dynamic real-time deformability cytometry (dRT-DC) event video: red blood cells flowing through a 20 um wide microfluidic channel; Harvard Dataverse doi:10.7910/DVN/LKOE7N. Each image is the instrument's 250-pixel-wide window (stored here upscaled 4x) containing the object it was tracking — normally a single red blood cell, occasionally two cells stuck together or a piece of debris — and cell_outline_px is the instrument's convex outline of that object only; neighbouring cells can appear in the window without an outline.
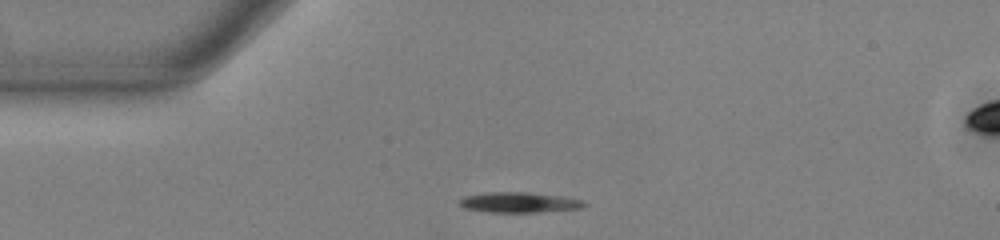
{"species": "common noctule bat (a hibernating species)", "species_latin": "Nyctalus noctula", "temperature_condition": "warm", "stored_images_in_passage": 41, "camera_frame_rate_fps": 3000, "um_per_image_px": 0.085, "animal": {"sex": "male", "body_mass_g": 13.0, "forearm_length_mm": 53.1}, "frame": {"image": 1, "passage_image": 1, "time_ms": 0.0, "image_size_px": [1000, 240], "cell_outline_px": [[588, 204], [580, 208], [540, 212], [488, 212], [464, 208], [456, 200], [464, 196], [484, 192], [528, 192], [568, 196], [584, 200]], "centroid_in_image_um": [44.14, 17.19], "position_along_channel_um": 40.9, "area_um2": 15.14}}
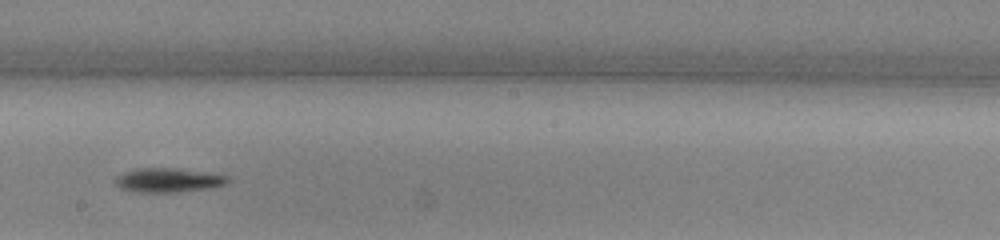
{"frame": {"image": 2, "passage_image": 18, "time_ms": 5.667, "image_size_px": [1000, 240], "cell_outline_px": [[232, 180], [228, 184], [216, 188], [176, 192], [136, 192], [120, 188], [116, 184], [116, 176], [124, 172], [136, 168], [176, 168], [216, 172], [228, 176]], "centroid_in_image_um": [14.44, 15.3], "position_along_channel_um": 233.8, "area_um2": 16.42}}
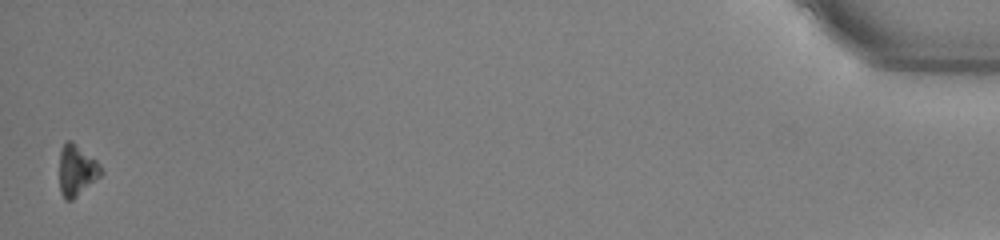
{"frame": {"image": 3, "passage_image": 41, "time_ms": 13.333, "image_size_px": [1000, 240], "cell_outline_px": [[104, 172], [100, 176], [72, 200], [64, 200], [60, 192], [60, 148], [68, 140], [72, 140], [96, 160], [100, 164]], "centroid_in_image_um": [6.52, 14.47], "position_along_channel_um": 428.7, "area_um2": 12.37}, "authors_computed_cell_mechanics": {"area_um2": 14.8546, "velocity_mm_per_s": 3.8464, "shape_relaxation_time_tau1_ms": 3.9785, "shape_relaxation_time_tau2_ms": null, "deformation_change_tau1": 0.1523, "deformation_change_tau2": null}}